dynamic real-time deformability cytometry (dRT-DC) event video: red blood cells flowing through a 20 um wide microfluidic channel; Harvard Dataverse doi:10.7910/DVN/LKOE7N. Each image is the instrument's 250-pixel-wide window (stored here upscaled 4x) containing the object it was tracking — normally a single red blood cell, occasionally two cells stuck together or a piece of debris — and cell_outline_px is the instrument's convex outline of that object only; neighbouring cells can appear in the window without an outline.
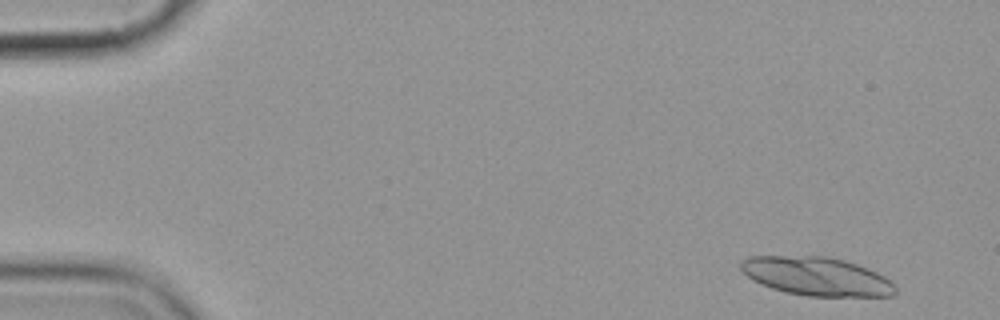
{"species": "common noctule bat (a hibernating species)", "species_latin": "Nyctalus noctula", "temperature_condition": "cold", "stored_images_in_passage": 6, "camera_frame_rate_fps": 3000, "um_per_image_px": 0.085, "animal": {"sex": "female", "body_mass_g": 19.9}, "frame": {"image": 1, "passage_image": 1, "time_ms": 0.0, "image_size_px": [1000, 320], "cell_outline_px": [[896, 292], [892, 296], [808, 296], [784, 292], [760, 284], [752, 280], [740, 268], [740, 264], [748, 256], [828, 256], [844, 260], [868, 268], [884, 276], [896, 288]], "centroid_in_image_um": [69.4, 23.49], "position_along_channel_um": 15.6, "area_um2": 34.62}}